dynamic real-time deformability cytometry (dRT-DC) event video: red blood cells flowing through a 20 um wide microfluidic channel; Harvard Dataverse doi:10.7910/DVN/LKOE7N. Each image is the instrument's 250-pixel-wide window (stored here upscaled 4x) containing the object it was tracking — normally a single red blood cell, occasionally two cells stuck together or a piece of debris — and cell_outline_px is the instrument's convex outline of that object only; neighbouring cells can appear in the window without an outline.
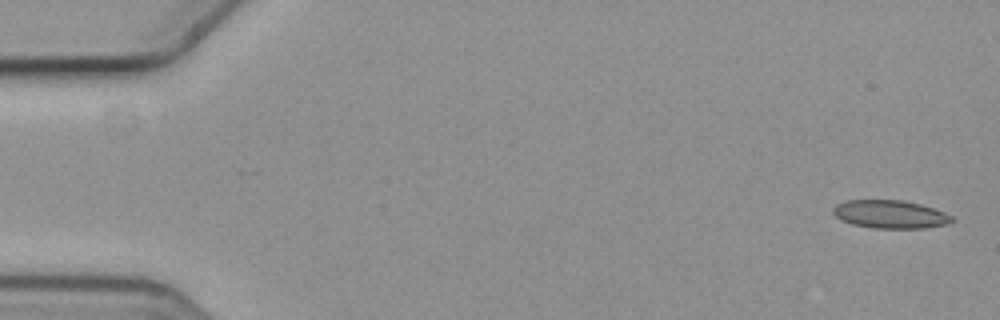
{"species": "common noctule bat (a hibernating species)", "species_latin": "Nyctalus noctula", "temperature_condition": "cold", "stored_images_in_passage": 3, "camera_frame_rate_fps": 3000, "um_per_image_px": 0.085, "animal": {"sex": "female", "body_mass_g": 19.3, "forearm_length_mm": 54.1}, "frame": {"image": 1, "passage_image": 1, "time_ms": 0.0, "image_size_px": [1000, 320], "cell_outline_px": [[956, 220], [948, 224], [924, 228], [872, 228], [852, 224], [840, 220], [832, 212], [832, 208], [836, 204], [848, 200], [900, 200], [920, 204], [944, 212], [952, 216]], "centroid_in_image_um": [75.66, 18.22], "position_along_channel_um": 9.3, "area_um2": 19.54}}